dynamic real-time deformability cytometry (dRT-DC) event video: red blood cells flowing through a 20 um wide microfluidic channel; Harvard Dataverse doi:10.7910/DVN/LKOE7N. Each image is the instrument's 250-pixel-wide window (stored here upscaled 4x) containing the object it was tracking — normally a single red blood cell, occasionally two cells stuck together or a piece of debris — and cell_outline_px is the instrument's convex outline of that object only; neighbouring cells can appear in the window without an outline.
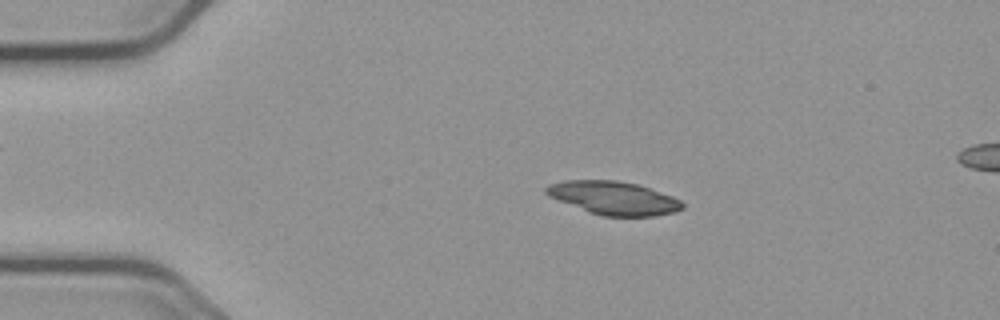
{"species": "common noctule bat (a hibernating species)", "species_latin": "Nyctalus noctula", "temperature_condition": "cold", "stored_images_in_passage": 56, "camera_frame_rate_fps": 3000, "um_per_image_px": 0.085, "animal": {"sex": "male", "body_mass_g": 23.1, "forearm_length_mm": 52.7}, "frame": {"image": 1, "passage_image": 12, "time_ms": 3.667, "image_size_px": [1000, 320], "cell_outline_px": [[684, 208], [672, 212], [656, 216], [604, 216], [588, 212], [548, 196], [544, 192], [544, 188], [548, 184], [564, 180], [616, 180], [640, 184], [672, 196], [680, 200], [684, 204]], "centroid_in_image_um": [52.14, 16.82], "position_along_channel_um": 32.9, "area_um2": 26.59}}
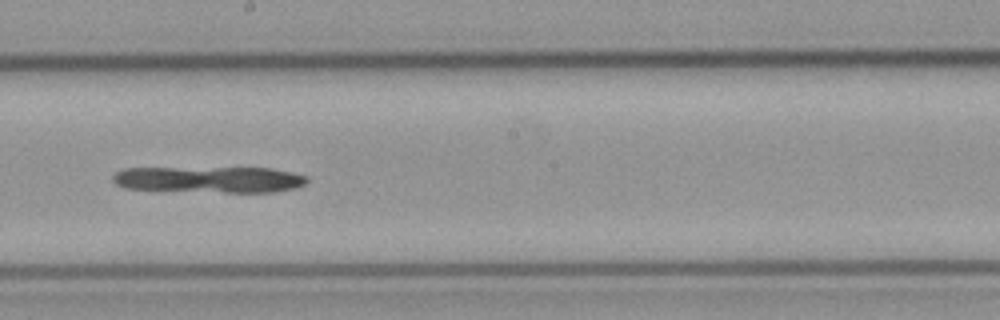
{"frame": {"image": 2, "passage_image": 32, "time_ms": 10.333, "image_size_px": [1000, 320], "cell_outline_px": [[308, 180], [304, 184], [296, 188], [276, 192], [224, 192], [124, 188], [116, 184], [112, 180], [112, 176], [116, 172], [124, 168], [272, 168], [292, 172], [308, 176]], "centroid_in_image_um": [17.84, 15.25], "position_along_channel_um": 230.4, "area_um2": 29.71}}
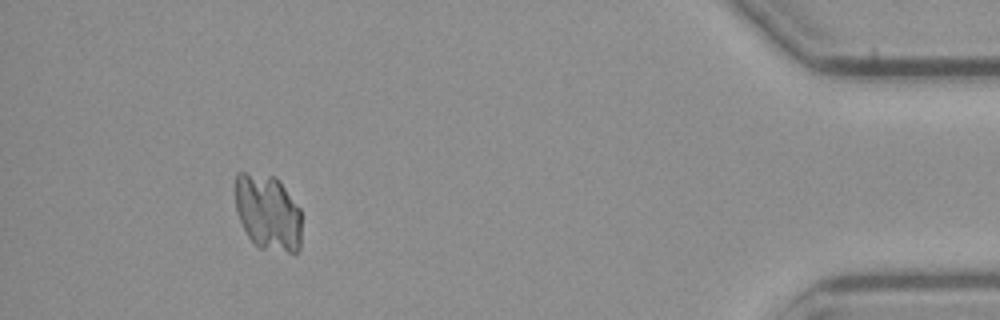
{"frame": {"image": 3, "passage_image": 52, "time_ms": 17.0, "image_size_px": [1000, 320], "cell_outline_px": [[300, 248], [296, 252], [288, 252], [260, 248], [248, 236], [240, 220], [236, 208], [236, 172], [244, 172], [276, 176], [300, 208]], "centroid_in_image_um": [22.78, 18.04], "position_along_channel_um": 412.4, "area_um2": 29.25}}